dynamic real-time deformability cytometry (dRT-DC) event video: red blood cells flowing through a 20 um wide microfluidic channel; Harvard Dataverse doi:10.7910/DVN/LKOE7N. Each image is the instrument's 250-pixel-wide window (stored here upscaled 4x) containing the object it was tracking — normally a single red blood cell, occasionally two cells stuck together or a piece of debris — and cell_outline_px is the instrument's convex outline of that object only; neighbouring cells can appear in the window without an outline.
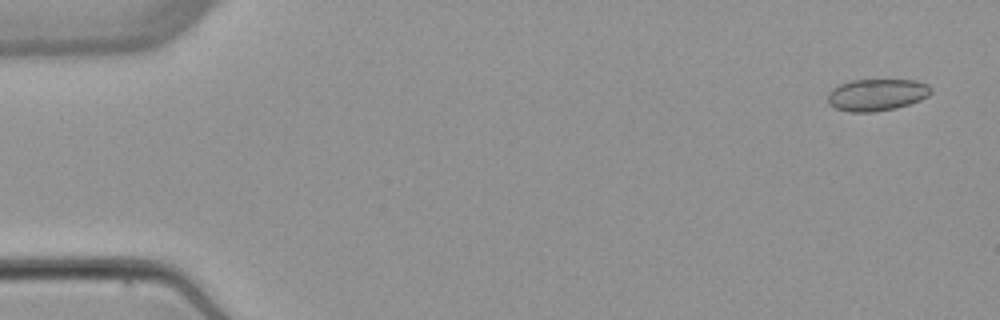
{"species": "common noctule bat (a hibernating species)", "species_latin": "Nyctalus noctula", "temperature_condition": "warm", "stored_images_in_passage": 5, "camera_frame_rate_fps": 3000, "um_per_image_px": 0.085, "animal": {"sex": "female", "body_mass_g": 22.7, "forearm_length_mm": 54.2}, "frame": {"image": 1, "passage_image": 1, "time_ms": 0.0, "image_size_px": [1000, 320], "cell_outline_px": [[932, 92], [928, 96], [920, 100], [896, 108], [876, 112], [848, 112], [836, 108], [828, 104], [828, 92], [832, 88], [840, 84], [852, 80], [916, 80], [928, 84], [932, 88]], "centroid_in_image_um": [74.53, 8.06], "position_along_channel_um": 10.5, "area_um2": 19.36}}
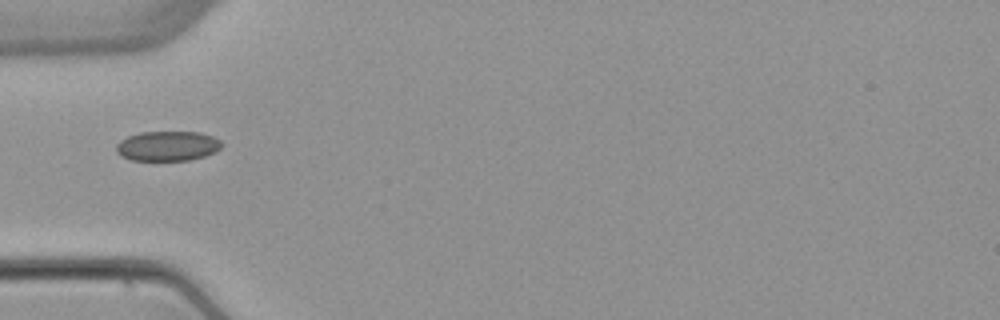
{"frame": {"image": 2, "passage_image": 4, "time_ms": 5.0, "image_size_px": [1000, 320], "cell_outline_px": [[224, 144], [216, 152], [204, 156], [188, 160], [132, 160], [120, 156], [116, 152], [116, 144], [120, 140], [128, 136], [140, 132], [200, 132], [212, 136], [220, 140]], "centroid_in_image_um": [14.24, 12.41], "position_along_channel_um": 70.8, "area_um2": 18.44}}
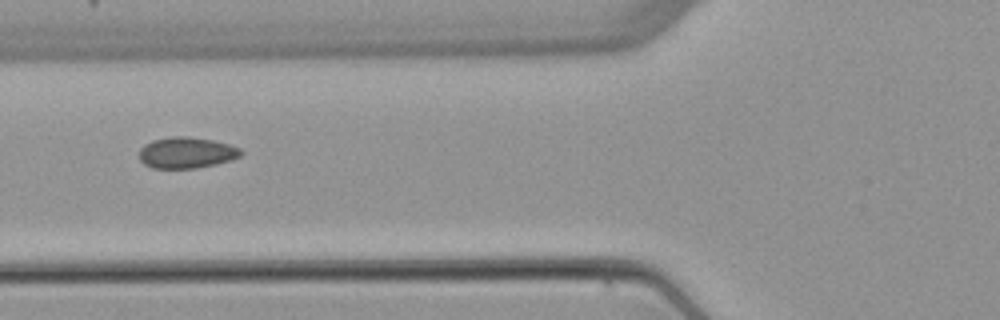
{"frame": {"image": 3, "passage_image": 5, "time_ms": 6.0, "image_size_px": [1000, 320], "cell_outline_px": [[244, 152], [240, 156], [232, 160], [216, 164], [196, 168], [152, 168], [144, 164], [140, 160], [140, 148], [144, 144], [152, 140], [172, 136], [188, 136], [212, 140], [228, 144], [240, 148]], "centroid_in_image_um": [15.86, 12.97], "position_along_channel_um": 109.9, "area_um2": 18.55}}